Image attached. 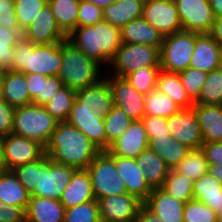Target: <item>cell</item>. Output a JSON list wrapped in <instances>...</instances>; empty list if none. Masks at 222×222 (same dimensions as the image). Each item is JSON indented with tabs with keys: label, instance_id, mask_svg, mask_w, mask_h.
Wrapping results in <instances>:
<instances>
[{
	"label": "cell",
	"instance_id": "obj_1",
	"mask_svg": "<svg viewBox=\"0 0 222 222\" xmlns=\"http://www.w3.org/2000/svg\"><path fill=\"white\" fill-rule=\"evenodd\" d=\"M101 150L67 121L59 122L45 147V154L56 164L87 169Z\"/></svg>",
	"mask_w": 222,
	"mask_h": 222
},
{
	"label": "cell",
	"instance_id": "obj_2",
	"mask_svg": "<svg viewBox=\"0 0 222 222\" xmlns=\"http://www.w3.org/2000/svg\"><path fill=\"white\" fill-rule=\"evenodd\" d=\"M67 39L89 58L107 67L122 43L120 28L106 21L92 26H77Z\"/></svg>",
	"mask_w": 222,
	"mask_h": 222
},
{
	"label": "cell",
	"instance_id": "obj_3",
	"mask_svg": "<svg viewBox=\"0 0 222 222\" xmlns=\"http://www.w3.org/2000/svg\"><path fill=\"white\" fill-rule=\"evenodd\" d=\"M10 70L58 76L62 60V42L35 45L24 37L17 41Z\"/></svg>",
	"mask_w": 222,
	"mask_h": 222
},
{
	"label": "cell",
	"instance_id": "obj_4",
	"mask_svg": "<svg viewBox=\"0 0 222 222\" xmlns=\"http://www.w3.org/2000/svg\"><path fill=\"white\" fill-rule=\"evenodd\" d=\"M102 66L85 55L67 38L62 41V60L58 77L66 87L78 91L95 85L105 78L106 72L101 71Z\"/></svg>",
	"mask_w": 222,
	"mask_h": 222
},
{
	"label": "cell",
	"instance_id": "obj_5",
	"mask_svg": "<svg viewBox=\"0 0 222 222\" xmlns=\"http://www.w3.org/2000/svg\"><path fill=\"white\" fill-rule=\"evenodd\" d=\"M58 123L44 106L31 103L15 108L12 133L34 140L45 148Z\"/></svg>",
	"mask_w": 222,
	"mask_h": 222
},
{
	"label": "cell",
	"instance_id": "obj_6",
	"mask_svg": "<svg viewBox=\"0 0 222 222\" xmlns=\"http://www.w3.org/2000/svg\"><path fill=\"white\" fill-rule=\"evenodd\" d=\"M160 48L144 44L121 43L115 57L110 62L111 71L110 69L105 70L107 71L105 76L125 78L140 68L160 66Z\"/></svg>",
	"mask_w": 222,
	"mask_h": 222
},
{
	"label": "cell",
	"instance_id": "obj_7",
	"mask_svg": "<svg viewBox=\"0 0 222 222\" xmlns=\"http://www.w3.org/2000/svg\"><path fill=\"white\" fill-rule=\"evenodd\" d=\"M89 173L95 200L127 193L115 160L107 151H100L86 169Z\"/></svg>",
	"mask_w": 222,
	"mask_h": 222
},
{
	"label": "cell",
	"instance_id": "obj_8",
	"mask_svg": "<svg viewBox=\"0 0 222 222\" xmlns=\"http://www.w3.org/2000/svg\"><path fill=\"white\" fill-rule=\"evenodd\" d=\"M76 170L67 165L56 164L44 154L38 159L37 185L30 195L60 200Z\"/></svg>",
	"mask_w": 222,
	"mask_h": 222
},
{
	"label": "cell",
	"instance_id": "obj_9",
	"mask_svg": "<svg viewBox=\"0 0 222 222\" xmlns=\"http://www.w3.org/2000/svg\"><path fill=\"white\" fill-rule=\"evenodd\" d=\"M195 47V33L180 31L165 36L160 48L161 70L179 73L189 67Z\"/></svg>",
	"mask_w": 222,
	"mask_h": 222
},
{
	"label": "cell",
	"instance_id": "obj_10",
	"mask_svg": "<svg viewBox=\"0 0 222 222\" xmlns=\"http://www.w3.org/2000/svg\"><path fill=\"white\" fill-rule=\"evenodd\" d=\"M183 31L207 34L214 21L208 0H174Z\"/></svg>",
	"mask_w": 222,
	"mask_h": 222
},
{
	"label": "cell",
	"instance_id": "obj_11",
	"mask_svg": "<svg viewBox=\"0 0 222 222\" xmlns=\"http://www.w3.org/2000/svg\"><path fill=\"white\" fill-rule=\"evenodd\" d=\"M110 84L114 105L120 107L132 121L145 116V95L139 93L124 77L105 76Z\"/></svg>",
	"mask_w": 222,
	"mask_h": 222
},
{
	"label": "cell",
	"instance_id": "obj_12",
	"mask_svg": "<svg viewBox=\"0 0 222 222\" xmlns=\"http://www.w3.org/2000/svg\"><path fill=\"white\" fill-rule=\"evenodd\" d=\"M142 17L158 30L163 37L182 31L180 17L174 1L145 0Z\"/></svg>",
	"mask_w": 222,
	"mask_h": 222
},
{
	"label": "cell",
	"instance_id": "obj_13",
	"mask_svg": "<svg viewBox=\"0 0 222 222\" xmlns=\"http://www.w3.org/2000/svg\"><path fill=\"white\" fill-rule=\"evenodd\" d=\"M45 154V148L38 142L14 135L4 137V162L7 171L34 162Z\"/></svg>",
	"mask_w": 222,
	"mask_h": 222
},
{
	"label": "cell",
	"instance_id": "obj_14",
	"mask_svg": "<svg viewBox=\"0 0 222 222\" xmlns=\"http://www.w3.org/2000/svg\"><path fill=\"white\" fill-rule=\"evenodd\" d=\"M67 122L80 130L101 151H106L104 119L95 110L82 106L75 100Z\"/></svg>",
	"mask_w": 222,
	"mask_h": 222
},
{
	"label": "cell",
	"instance_id": "obj_15",
	"mask_svg": "<svg viewBox=\"0 0 222 222\" xmlns=\"http://www.w3.org/2000/svg\"><path fill=\"white\" fill-rule=\"evenodd\" d=\"M167 127L174 140L190 149H200L203 138L193 108L181 109L167 118Z\"/></svg>",
	"mask_w": 222,
	"mask_h": 222
},
{
	"label": "cell",
	"instance_id": "obj_16",
	"mask_svg": "<svg viewBox=\"0 0 222 222\" xmlns=\"http://www.w3.org/2000/svg\"><path fill=\"white\" fill-rule=\"evenodd\" d=\"M101 222H135L138 210L143 204L129 193L99 198Z\"/></svg>",
	"mask_w": 222,
	"mask_h": 222
},
{
	"label": "cell",
	"instance_id": "obj_17",
	"mask_svg": "<svg viewBox=\"0 0 222 222\" xmlns=\"http://www.w3.org/2000/svg\"><path fill=\"white\" fill-rule=\"evenodd\" d=\"M23 37L35 45L60 43L67 38L58 27L48 4L39 11L32 24L23 31Z\"/></svg>",
	"mask_w": 222,
	"mask_h": 222
},
{
	"label": "cell",
	"instance_id": "obj_18",
	"mask_svg": "<svg viewBox=\"0 0 222 222\" xmlns=\"http://www.w3.org/2000/svg\"><path fill=\"white\" fill-rule=\"evenodd\" d=\"M148 135L142 121H132L125 132L108 148L111 156L136 159L148 148Z\"/></svg>",
	"mask_w": 222,
	"mask_h": 222
},
{
	"label": "cell",
	"instance_id": "obj_19",
	"mask_svg": "<svg viewBox=\"0 0 222 222\" xmlns=\"http://www.w3.org/2000/svg\"><path fill=\"white\" fill-rule=\"evenodd\" d=\"M115 160V165L118 174L122 177L127 193L135 196L138 200L144 203L150 195L152 189L146 183L143 171L136 162V159L112 156Z\"/></svg>",
	"mask_w": 222,
	"mask_h": 222
},
{
	"label": "cell",
	"instance_id": "obj_20",
	"mask_svg": "<svg viewBox=\"0 0 222 222\" xmlns=\"http://www.w3.org/2000/svg\"><path fill=\"white\" fill-rule=\"evenodd\" d=\"M219 50L220 44L208 33H195V47L189 67L206 73L220 68Z\"/></svg>",
	"mask_w": 222,
	"mask_h": 222
},
{
	"label": "cell",
	"instance_id": "obj_21",
	"mask_svg": "<svg viewBox=\"0 0 222 222\" xmlns=\"http://www.w3.org/2000/svg\"><path fill=\"white\" fill-rule=\"evenodd\" d=\"M82 106L95 110L96 114L105 118L114 105L110 84L106 78L93 86L76 91V99Z\"/></svg>",
	"mask_w": 222,
	"mask_h": 222
},
{
	"label": "cell",
	"instance_id": "obj_22",
	"mask_svg": "<svg viewBox=\"0 0 222 222\" xmlns=\"http://www.w3.org/2000/svg\"><path fill=\"white\" fill-rule=\"evenodd\" d=\"M143 204L164 222H184L185 204L169 195L162 188L152 189Z\"/></svg>",
	"mask_w": 222,
	"mask_h": 222
},
{
	"label": "cell",
	"instance_id": "obj_23",
	"mask_svg": "<svg viewBox=\"0 0 222 222\" xmlns=\"http://www.w3.org/2000/svg\"><path fill=\"white\" fill-rule=\"evenodd\" d=\"M65 207L59 200L30 196L25 209L26 222H64Z\"/></svg>",
	"mask_w": 222,
	"mask_h": 222
},
{
	"label": "cell",
	"instance_id": "obj_24",
	"mask_svg": "<svg viewBox=\"0 0 222 222\" xmlns=\"http://www.w3.org/2000/svg\"><path fill=\"white\" fill-rule=\"evenodd\" d=\"M196 113L203 143L222 142V105L192 106Z\"/></svg>",
	"mask_w": 222,
	"mask_h": 222
},
{
	"label": "cell",
	"instance_id": "obj_25",
	"mask_svg": "<svg viewBox=\"0 0 222 222\" xmlns=\"http://www.w3.org/2000/svg\"><path fill=\"white\" fill-rule=\"evenodd\" d=\"M95 200L89 173L86 169H77L64 189L60 203L65 209Z\"/></svg>",
	"mask_w": 222,
	"mask_h": 222
},
{
	"label": "cell",
	"instance_id": "obj_26",
	"mask_svg": "<svg viewBox=\"0 0 222 222\" xmlns=\"http://www.w3.org/2000/svg\"><path fill=\"white\" fill-rule=\"evenodd\" d=\"M121 42L161 47L163 35L143 17L131 20L120 29Z\"/></svg>",
	"mask_w": 222,
	"mask_h": 222
},
{
	"label": "cell",
	"instance_id": "obj_27",
	"mask_svg": "<svg viewBox=\"0 0 222 222\" xmlns=\"http://www.w3.org/2000/svg\"><path fill=\"white\" fill-rule=\"evenodd\" d=\"M145 0H119L103 7V21L122 28L131 20L142 17Z\"/></svg>",
	"mask_w": 222,
	"mask_h": 222
},
{
	"label": "cell",
	"instance_id": "obj_28",
	"mask_svg": "<svg viewBox=\"0 0 222 222\" xmlns=\"http://www.w3.org/2000/svg\"><path fill=\"white\" fill-rule=\"evenodd\" d=\"M136 162L143 171L144 179L151 189L163 187L170 169L155 151L146 148L136 158Z\"/></svg>",
	"mask_w": 222,
	"mask_h": 222
},
{
	"label": "cell",
	"instance_id": "obj_29",
	"mask_svg": "<svg viewBox=\"0 0 222 222\" xmlns=\"http://www.w3.org/2000/svg\"><path fill=\"white\" fill-rule=\"evenodd\" d=\"M32 103L43 106L64 85L58 76H45L39 73H24Z\"/></svg>",
	"mask_w": 222,
	"mask_h": 222
},
{
	"label": "cell",
	"instance_id": "obj_30",
	"mask_svg": "<svg viewBox=\"0 0 222 222\" xmlns=\"http://www.w3.org/2000/svg\"><path fill=\"white\" fill-rule=\"evenodd\" d=\"M1 100L15 108L32 103L25 74L23 72L4 70L3 94Z\"/></svg>",
	"mask_w": 222,
	"mask_h": 222
},
{
	"label": "cell",
	"instance_id": "obj_31",
	"mask_svg": "<svg viewBox=\"0 0 222 222\" xmlns=\"http://www.w3.org/2000/svg\"><path fill=\"white\" fill-rule=\"evenodd\" d=\"M193 199L202 201L216 214L222 213V183L209 174L194 181Z\"/></svg>",
	"mask_w": 222,
	"mask_h": 222
},
{
	"label": "cell",
	"instance_id": "obj_32",
	"mask_svg": "<svg viewBox=\"0 0 222 222\" xmlns=\"http://www.w3.org/2000/svg\"><path fill=\"white\" fill-rule=\"evenodd\" d=\"M148 148L155 151L169 169L175 168L191 150L186 145L174 140L171 135L149 139Z\"/></svg>",
	"mask_w": 222,
	"mask_h": 222
},
{
	"label": "cell",
	"instance_id": "obj_33",
	"mask_svg": "<svg viewBox=\"0 0 222 222\" xmlns=\"http://www.w3.org/2000/svg\"><path fill=\"white\" fill-rule=\"evenodd\" d=\"M156 89L169 96L181 109H189L195 104L181 83L179 73L161 70L157 78Z\"/></svg>",
	"mask_w": 222,
	"mask_h": 222
},
{
	"label": "cell",
	"instance_id": "obj_34",
	"mask_svg": "<svg viewBox=\"0 0 222 222\" xmlns=\"http://www.w3.org/2000/svg\"><path fill=\"white\" fill-rule=\"evenodd\" d=\"M30 196V193L12 171H3L0 175V201L2 203L21 207L25 210Z\"/></svg>",
	"mask_w": 222,
	"mask_h": 222
},
{
	"label": "cell",
	"instance_id": "obj_35",
	"mask_svg": "<svg viewBox=\"0 0 222 222\" xmlns=\"http://www.w3.org/2000/svg\"><path fill=\"white\" fill-rule=\"evenodd\" d=\"M52 14L61 31L68 36L77 27L78 0H48Z\"/></svg>",
	"mask_w": 222,
	"mask_h": 222
},
{
	"label": "cell",
	"instance_id": "obj_36",
	"mask_svg": "<svg viewBox=\"0 0 222 222\" xmlns=\"http://www.w3.org/2000/svg\"><path fill=\"white\" fill-rule=\"evenodd\" d=\"M75 99L76 91L64 85L43 106L52 117L59 122H63L67 121Z\"/></svg>",
	"mask_w": 222,
	"mask_h": 222
},
{
	"label": "cell",
	"instance_id": "obj_37",
	"mask_svg": "<svg viewBox=\"0 0 222 222\" xmlns=\"http://www.w3.org/2000/svg\"><path fill=\"white\" fill-rule=\"evenodd\" d=\"M162 189L178 201L186 204L193 199L194 180L170 169Z\"/></svg>",
	"mask_w": 222,
	"mask_h": 222
},
{
	"label": "cell",
	"instance_id": "obj_38",
	"mask_svg": "<svg viewBox=\"0 0 222 222\" xmlns=\"http://www.w3.org/2000/svg\"><path fill=\"white\" fill-rule=\"evenodd\" d=\"M145 115L168 118L181 110L169 96L157 89L145 95Z\"/></svg>",
	"mask_w": 222,
	"mask_h": 222
},
{
	"label": "cell",
	"instance_id": "obj_39",
	"mask_svg": "<svg viewBox=\"0 0 222 222\" xmlns=\"http://www.w3.org/2000/svg\"><path fill=\"white\" fill-rule=\"evenodd\" d=\"M23 38L20 26L8 29L0 25V69L10 70L14 60V48L18 40Z\"/></svg>",
	"mask_w": 222,
	"mask_h": 222
},
{
	"label": "cell",
	"instance_id": "obj_40",
	"mask_svg": "<svg viewBox=\"0 0 222 222\" xmlns=\"http://www.w3.org/2000/svg\"><path fill=\"white\" fill-rule=\"evenodd\" d=\"M173 170L196 181L208 172V162L205 153L201 148L191 149Z\"/></svg>",
	"mask_w": 222,
	"mask_h": 222
},
{
	"label": "cell",
	"instance_id": "obj_41",
	"mask_svg": "<svg viewBox=\"0 0 222 222\" xmlns=\"http://www.w3.org/2000/svg\"><path fill=\"white\" fill-rule=\"evenodd\" d=\"M194 102L201 105H222V67L207 74L199 97Z\"/></svg>",
	"mask_w": 222,
	"mask_h": 222
},
{
	"label": "cell",
	"instance_id": "obj_42",
	"mask_svg": "<svg viewBox=\"0 0 222 222\" xmlns=\"http://www.w3.org/2000/svg\"><path fill=\"white\" fill-rule=\"evenodd\" d=\"M131 123L132 120L127 114L120 107L113 105L111 112L104 118L106 151L125 132Z\"/></svg>",
	"mask_w": 222,
	"mask_h": 222
},
{
	"label": "cell",
	"instance_id": "obj_43",
	"mask_svg": "<svg viewBox=\"0 0 222 222\" xmlns=\"http://www.w3.org/2000/svg\"><path fill=\"white\" fill-rule=\"evenodd\" d=\"M160 71V66H147L128 74L125 78L139 93L147 95L150 91L156 89Z\"/></svg>",
	"mask_w": 222,
	"mask_h": 222
},
{
	"label": "cell",
	"instance_id": "obj_44",
	"mask_svg": "<svg viewBox=\"0 0 222 222\" xmlns=\"http://www.w3.org/2000/svg\"><path fill=\"white\" fill-rule=\"evenodd\" d=\"M64 222H101L97 200L65 209Z\"/></svg>",
	"mask_w": 222,
	"mask_h": 222
},
{
	"label": "cell",
	"instance_id": "obj_45",
	"mask_svg": "<svg viewBox=\"0 0 222 222\" xmlns=\"http://www.w3.org/2000/svg\"><path fill=\"white\" fill-rule=\"evenodd\" d=\"M48 0H15V12L18 24L24 31L38 16Z\"/></svg>",
	"mask_w": 222,
	"mask_h": 222
},
{
	"label": "cell",
	"instance_id": "obj_46",
	"mask_svg": "<svg viewBox=\"0 0 222 222\" xmlns=\"http://www.w3.org/2000/svg\"><path fill=\"white\" fill-rule=\"evenodd\" d=\"M184 222H216L217 214L205 203L198 200H190L184 206Z\"/></svg>",
	"mask_w": 222,
	"mask_h": 222
},
{
	"label": "cell",
	"instance_id": "obj_47",
	"mask_svg": "<svg viewBox=\"0 0 222 222\" xmlns=\"http://www.w3.org/2000/svg\"><path fill=\"white\" fill-rule=\"evenodd\" d=\"M207 74L208 73L204 71L191 67L179 72L181 83L193 101L199 97L201 89L205 84Z\"/></svg>",
	"mask_w": 222,
	"mask_h": 222
},
{
	"label": "cell",
	"instance_id": "obj_48",
	"mask_svg": "<svg viewBox=\"0 0 222 222\" xmlns=\"http://www.w3.org/2000/svg\"><path fill=\"white\" fill-rule=\"evenodd\" d=\"M103 21V8L92 2L81 1L78 8L77 26H92Z\"/></svg>",
	"mask_w": 222,
	"mask_h": 222
},
{
	"label": "cell",
	"instance_id": "obj_49",
	"mask_svg": "<svg viewBox=\"0 0 222 222\" xmlns=\"http://www.w3.org/2000/svg\"><path fill=\"white\" fill-rule=\"evenodd\" d=\"M38 160L11 170L24 188L31 194L37 185Z\"/></svg>",
	"mask_w": 222,
	"mask_h": 222
},
{
	"label": "cell",
	"instance_id": "obj_50",
	"mask_svg": "<svg viewBox=\"0 0 222 222\" xmlns=\"http://www.w3.org/2000/svg\"><path fill=\"white\" fill-rule=\"evenodd\" d=\"M148 138L170 135L167 127V118L145 115L142 120Z\"/></svg>",
	"mask_w": 222,
	"mask_h": 222
},
{
	"label": "cell",
	"instance_id": "obj_51",
	"mask_svg": "<svg viewBox=\"0 0 222 222\" xmlns=\"http://www.w3.org/2000/svg\"><path fill=\"white\" fill-rule=\"evenodd\" d=\"M0 25L6 29L19 26L15 12V0H0Z\"/></svg>",
	"mask_w": 222,
	"mask_h": 222
},
{
	"label": "cell",
	"instance_id": "obj_52",
	"mask_svg": "<svg viewBox=\"0 0 222 222\" xmlns=\"http://www.w3.org/2000/svg\"><path fill=\"white\" fill-rule=\"evenodd\" d=\"M14 111L15 107L0 100V135L3 137L12 133Z\"/></svg>",
	"mask_w": 222,
	"mask_h": 222
},
{
	"label": "cell",
	"instance_id": "obj_53",
	"mask_svg": "<svg viewBox=\"0 0 222 222\" xmlns=\"http://www.w3.org/2000/svg\"><path fill=\"white\" fill-rule=\"evenodd\" d=\"M25 210L21 207L6 205L0 201V222H23Z\"/></svg>",
	"mask_w": 222,
	"mask_h": 222
},
{
	"label": "cell",
	"instance_id": "obj_54",
	"mask_svg": "<svg viewBox=\"0 0 222 222\" xmlns=\"http://www.w3.org/2000/svg\"><path fill=\"white\" fill-rule=\"evenodd\" d=\"M201 149L205 153L208 165L222 166V142L203 143Z\"/></svg>",
	"mask_w": 222,
	"mask_h": 222
},
{
	"label": "cell",
	"instance_id": "obj_55",
	"mask_svg": "<svg viewBox=\"0 0 222 222\" xmlns=\"http://www.w3.org/2000/svg\"><path fill=\"white\" fill-rule=\"evenodd\" d=\"M135 222H164L157 215L151 212L144 204L138 210Z\"/></svg>",
	"mask_w": 222,
	"mask_h": 222
},
{
	"label": "cell",
	"instance_id": "obj_56",
	"mask_svg": "<svg viewBox=\"0 0 222 222\" xmlns=\"http://www.w3.org/2000/svg\"><path fill=\"white\" fill-rule=\"evenodd\" d=\"M208 34L222 45V17L214 18L211 29Z\"/></svg>",
	"mask_w": 222,
	"mask_h": 222
},
{
	"label": "cell",
	"instance_id": "obj_57",
	"mask_svg": "<svg viewBox=\"0 0 222 222\" xmlns=\"http://www.w3.org/2000/svg\"><path fill=\"white\" fill-rule=\"evenodd\" d=\"M208 172L222 183V166L220 164L208 165Z\"/></svg>",
	"mask_w": 222,
	"mask_h": 222
},
{
	"label": "cell",
	"instance_id": "obj_58",
	"mask_svg": "<svg viewBox=\"0 0 222 222\" xmlns=\"http://www.w3.org/2000/svg\"><path fill=\"white\" fill-rule=\"evenodd\" d=\"M215 18L222 17V0H209Z\"/></svg>",
	"mask_w": 222,
	"mask_h": 222
},
{
	"label": "cell",
	"instance_id": "obj_59",
	"mask_svg": "<svg viewBox=\"0 0 222 222\" xmlns=\"http://www.w3.org/2000/svg\"><path fill=\"white\" fill-rule=\"evenodd\" d=\"M0 167H5L4 162V137L0 135Z\"/></svg>",
	"mask_w": 222,
	"mask_h": 222
},
{
	"label": "cell",
	"instance_id": "obj_60",
	"mask_svg": "<svg viewBox=\"0 0 222 222\" xmlns=\"http://www.w3.org/2000/svg\"><path fill=\"white\" fill-rule=\"evenodd\" d=\"M87 2H92L96 4L97 6H100L103 8L107 6L108 4L112 3V0H87Z\"/></svg>",
	"mask_w": 222,
	"mask_h": 222
},
{
	"label": "cell",
	"instance_id": "obj_61",
	"mask_svg": "<svg viewBox=\"0 0 222 222\" xmlns=\"http://www.w3.org/2000/svg\"><path fill=\"white\" fill-rule=\"evenodd\" d=\"M4 70L0 69V97L3 94Z\"/></svg>",
	"mask_w": 222,
	"mask_h": 222
},
{
	"label": "cell",
	"instance_id": "obj_62",
	"mask_svg": "<svg viewBox=\"0 0 222 222\" xmlns=\"http://www.w3.org/2000/svg\"><path fill=\"white\" fill-rule=\"evenodd\" d=\"M219 57H220V64H221V67H222V45H220Z\"/></svg>",
	"mask_w": 222,
	"mask_h": 222
},
{
	"label": "cell",
	"instance_id": "obj_63",
	"mask_svg": "<svg viewBox=\"0 0 222 222\" xmlns=\"http://www.w3.org/2000/svg\"><path fill=\"white\" fill-rule=\"evenodd\" d=\"M216 222H222V213L221 214H217Z\"/></svg>",
	"mask_w": 222,
	"mask_h": 222
},
{
	"label": "cell",
	"instance_id": "obj_64",
	"mask_svg": "<svg viewBox=\"0 0 222 222\" xmlns=\"http://www.w3.org/2000/svg\"><path fill=\"white\" fill-rule=\"evenodd\" d=\"M152 1L172 2L174 0H152Z\"/></svg>",
	"mask_w": 222,
	"mask_h": 222
},
{
	"label": "cell",
	"instance_id": "obj_65",
	"mask_svg": "<svg viewBox=\"0 0 222 222\" xmlns=\"http://www.w3.org/2000/svg\"><path fill=\"white\" fill-rule=\"evenodd\" d=\"M3 171H6L5 167H0V175L3 173Z\"/></svg>",
	"mask_w": 222,
	"mask_h": 222
}]
</instances>
